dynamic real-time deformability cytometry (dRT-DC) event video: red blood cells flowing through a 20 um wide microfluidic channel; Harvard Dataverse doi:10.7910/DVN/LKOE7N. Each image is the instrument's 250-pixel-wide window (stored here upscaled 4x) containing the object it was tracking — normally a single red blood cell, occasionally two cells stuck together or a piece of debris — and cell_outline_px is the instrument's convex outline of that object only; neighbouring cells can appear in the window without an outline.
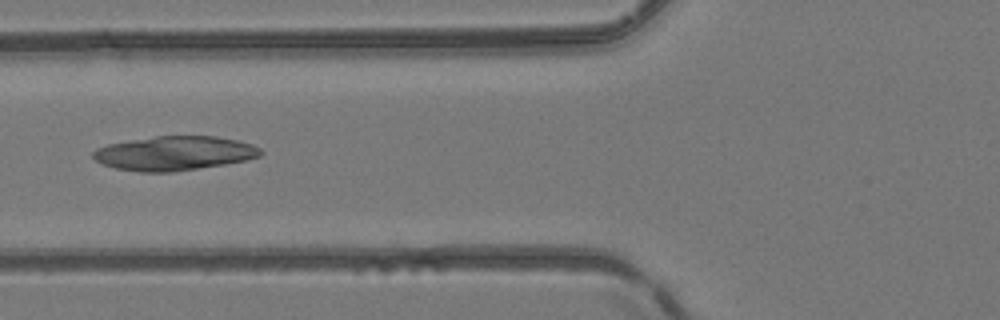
{"species": "common noctule bat (a hibernating species)", "species_latin": "Nyctalus noctula", "temperature_condition": "room temperature", "stored_images_in_passage": 40, "camera_frame_rate_fps": 3000, "um_per_image_px": 0.085, "animal": {"sex": "female", "body_mass_g": 24.6, "forearm_length_mm": 56.2}, "frame": {"image": 1, "passage_image": 10, "time_ms": 3.0, "image_size_px": [1000, 320], "cell_outline_px": [[264, 152], [260, 156], [248, 160], [224, 164], [172, 172], [140, 172], [116, 168], [100, 164], [92, 156], [92, 152], [96, 148], [108, 144], [156, 136], [216, 136], [236, 140], [252, 144], [260, 148]], "centroid_in_image_um": [14.82, 13.03], "position_along_channel_um": 111.0, "area_um2": 33.41}}
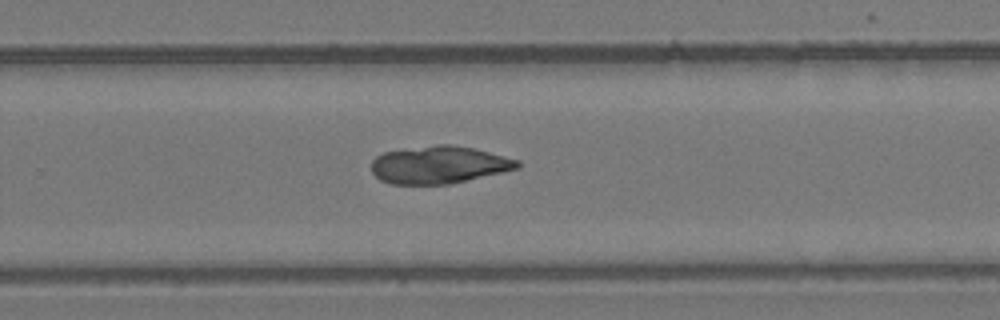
{"frame": {"image": 2, "passage_image": 23, "time_ms": 7.333, "image_size_px": [1000, 320], "cell_outline_px": [[520, 168], [448, 184], [392, 184], [380, 180], [372, 172], [372, 160], [376, 156], [384, 152], [436, 144], [452, 144], [472, 148], [520, 160]], "centroid_in_image_um": [37.31, 14.0], "position_along_channel_um": 292.5, "area_um2": 31.73}}
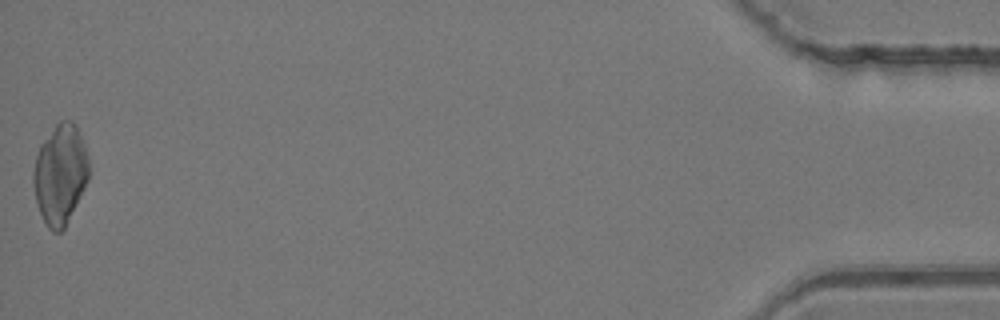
{"frame": {"image": 3, "passage_image": 40, "time_ms": 13.0, "image_size_px": [1000, 320], "cell_outline_px": [[88, 180], [64, 228], [60, 232], [52, 232], [48, 228], [36, 204], [32, 184], [32, 172], [36, 156], [40, 144], [56, 124], [60, 120], [72, 120], [76, 124], [84, 144], [88, 156]], "centroid_in_image_um": [5.09, 14.8], "position_along_channel_um": 430.1, "area_um2": 32.31}}